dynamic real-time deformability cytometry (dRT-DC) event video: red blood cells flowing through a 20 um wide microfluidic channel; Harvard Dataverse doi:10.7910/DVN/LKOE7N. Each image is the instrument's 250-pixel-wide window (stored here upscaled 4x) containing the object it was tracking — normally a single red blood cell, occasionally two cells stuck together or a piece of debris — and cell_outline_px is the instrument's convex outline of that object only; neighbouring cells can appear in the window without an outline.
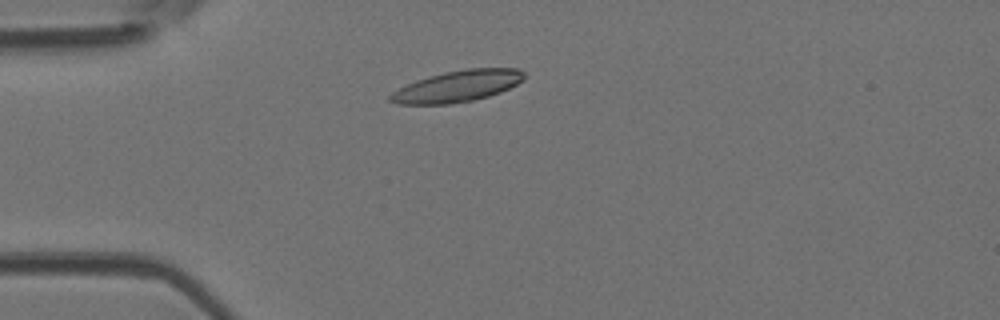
{"species": "Egyptian fruit bat (a non-hibernating species)", "species_latin": "Rousettus aegyptiacus", "temperature_condition": "room temperature", "stored_images_in_passage": 3, "camera_frame_rate_fps": 3000, "um_per_image_px": 0.085, "animal": {"sex": "female"}, "frame": {"image": 1, "passage_image": 3, "time_ms": 0.667, "image_size_px": [1000, 320], "cell_outline_px": [[524, 80], [500, 92], [488, 96], [472, 100], [448, 104], [396, 104], [388, 100], [388, 96], [392, 92], [416, 80], [428, 76], [444, 72], [468, 68], [520, 68], [524, 72]], "centroid_in_image_um": [38.88, 7.32], "position_along_channel_um": 46.1, "area_um2": 24.39}}